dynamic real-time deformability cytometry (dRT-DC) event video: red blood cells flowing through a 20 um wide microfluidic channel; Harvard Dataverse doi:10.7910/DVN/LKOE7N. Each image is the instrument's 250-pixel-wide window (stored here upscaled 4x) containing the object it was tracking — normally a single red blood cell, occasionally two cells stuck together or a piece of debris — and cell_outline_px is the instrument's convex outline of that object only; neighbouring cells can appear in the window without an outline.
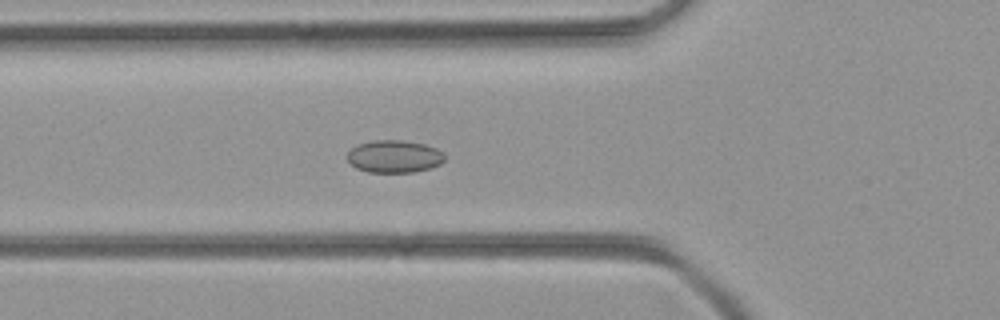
{"species": "common noctule bat (a hibernating species)", "species_latin": "Nyctalus noctula", "temperature_condition": "room temperature", "stored_images_in_passage": 45, "camera_frame_rate_fps": 3000, "um_per_image_px": 0.085, "animal": {"sex": "female", "body_mass_g": 21.9}, "frame": {"image": 1, "passage_image": 13, "time_ms": 4.0, "image_size_px": [1000, 320], "cell_outline_px": [[444, 160], [440, 164], [416, 172], [368, 172], [356, 168], [348, 160], [348, 152], [356, 144], [372, 140], [404, 140], [424, 144], [436, 148], [444, 152]], "centroid_in_image_um": [33.51, 13.29], "position_along_channel_um": 92.3, "area_um2": 18.5}}
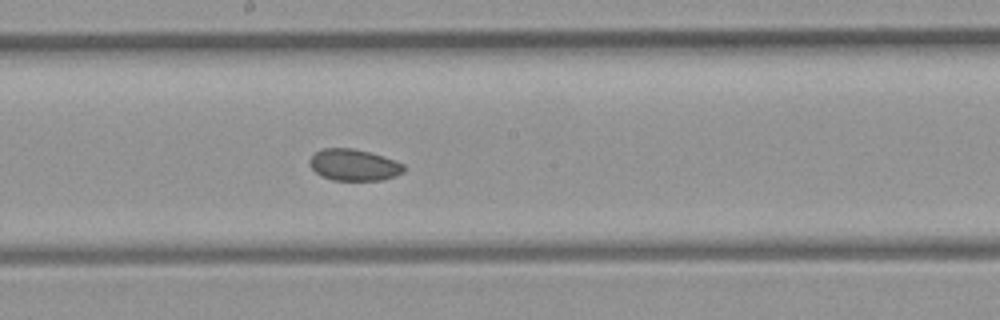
{"frame": {"image": 2, "passage_image": 22, "time_ms": 7.0, "image_size_px": [1000, 320], "cell_outline_px": [[404, 172], [396, 176], [384, 180], [332, 180], [320, 176], [308, 164], [308, 160], [320, 148], [352, 148], [368, 152], [404, 164]], "centroid_in_image_um": [30.04, 14.03], "position_along_channel_um": 218.2, "area_um2": 17.28}}
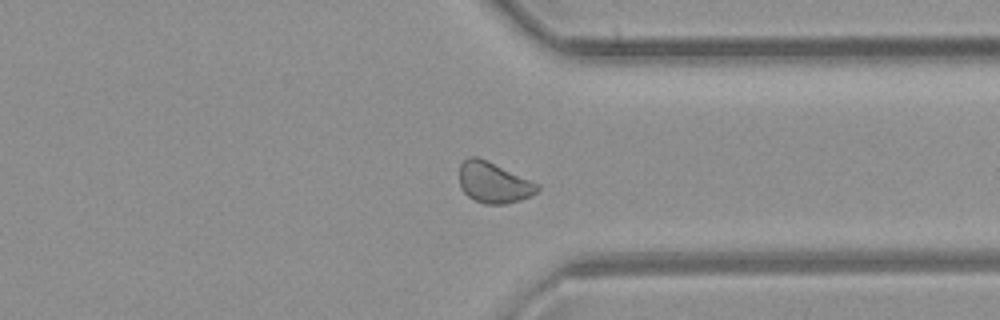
{"frame": {"image": 3, "passage_image": 33, "time_ms": 10.667, "image_size_px": [1000, 320], "cell_outline_px": [[540, 188], [532, 196], [520, 200], [504, 204], [484, 204], [468, 196], [460, 188], [460, 164], [468, 156], [476, 156], [488, 160], [540, 184]], "centroid_in_image_um": [41.97, 15.51], "position_along_channel_um": 369.4, "area_um2": 18.73}}